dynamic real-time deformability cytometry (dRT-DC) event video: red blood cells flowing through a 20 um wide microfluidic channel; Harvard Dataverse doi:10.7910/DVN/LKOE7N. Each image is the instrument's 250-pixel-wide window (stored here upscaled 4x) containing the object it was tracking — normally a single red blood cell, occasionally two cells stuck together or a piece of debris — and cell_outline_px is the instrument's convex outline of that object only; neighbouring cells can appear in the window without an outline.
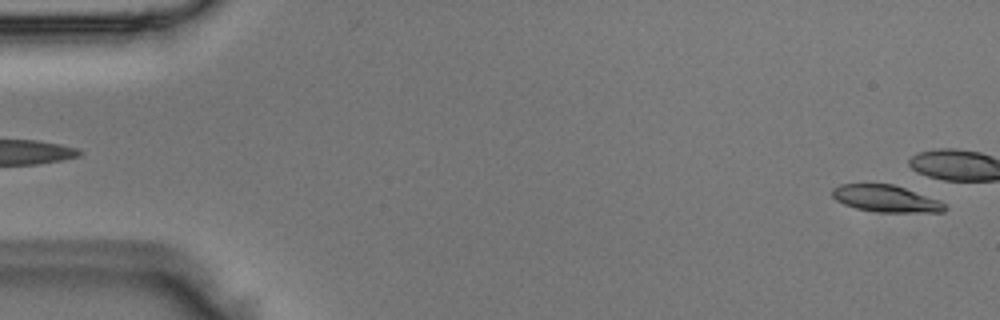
{"species": "Egyptian fruit bat (a non-hibernating species)", "species_latin": "Rousettus aegyptiacus", "temperature_condition": "room temperature", "stored_images_in_passage": 4, "segment_of_instrument_passage": [2, 2], "camera_frame_rate_fps": 3000, "um_per_image_px": 0.085, "animal": {"sex": "male"}, "frame": {"image": 1, "passage_image": 4, "time_ms": 1.0, "image_size_px": [1000, 320], "cell_outline_px": [[948, 208], [944, 212], [880, 212], [856, 208], [844, 204], [836, 200], [832, 196], [832, 188], [840, 184], [892, 184], [940, 200]], "centroid_in_image_um": [75.3, 16.88], "position_along_channel_um": 9.7, "area_um2": 17.51}}